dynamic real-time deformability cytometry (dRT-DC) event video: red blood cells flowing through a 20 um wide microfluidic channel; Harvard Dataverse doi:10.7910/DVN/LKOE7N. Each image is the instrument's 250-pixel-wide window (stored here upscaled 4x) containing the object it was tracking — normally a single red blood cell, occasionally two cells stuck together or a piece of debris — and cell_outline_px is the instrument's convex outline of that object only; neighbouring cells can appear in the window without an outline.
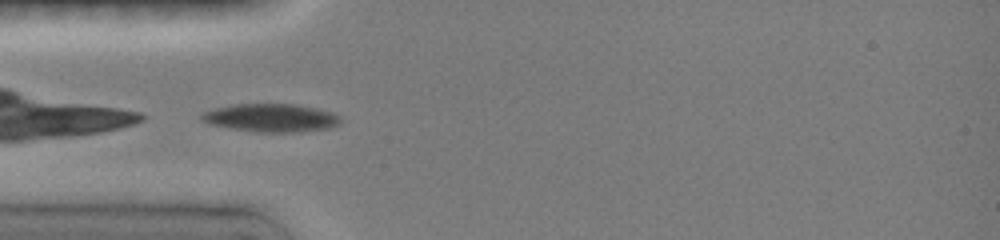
{"species": "common noctule bat (a hibernating species)", "species_latin": "Nyctalus noctula", "temperature_condition": "room temperature", "stored_images_in_passage": 5, "camera_frame_rate_fps": 3000, "um_per_image_px": 0.085, "animal": {"sex": "female", "body_mass_g": 19.0, "forearm_length_mm": 51.5}, "frame": {"image": 1, "passage_image": 1, "time_ms": 0.0, "image_size_px": [1000, 240], "cell_outline_px": [[340, 124], [332, 128], [300, 132], [256, 132], [228, 128], [208, 124], [200, 120], [200, 112], [212, 108], [232, 104], [296, 104], [316, 108], [332, 112], [340, 116]], "centroid_in_image_um": [22.99, 10.02], "position_along_channel_um": 62.0, "area_um2": 23.29}}